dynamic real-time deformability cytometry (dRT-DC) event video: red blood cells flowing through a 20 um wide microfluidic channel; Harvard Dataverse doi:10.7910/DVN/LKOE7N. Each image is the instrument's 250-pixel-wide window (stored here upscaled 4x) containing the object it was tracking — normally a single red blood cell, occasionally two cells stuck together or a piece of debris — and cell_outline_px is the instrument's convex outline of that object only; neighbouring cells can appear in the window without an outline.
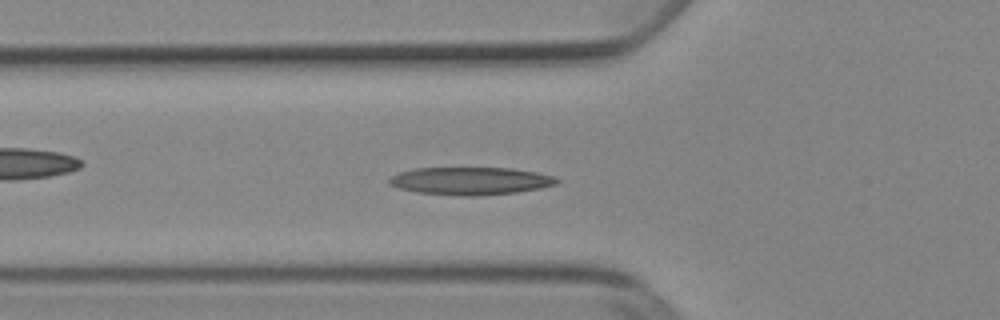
{"species": "Egyptian fruit bat (a non-hibernating species)", "species_latin": "Rousettus aegyptiacus", "temperature_condition": "cold", "stored_images_in_passage": 51, "camera_frame_rate_fps": 3000, "um_per_image_px": 0.085, "animal": {"sex": "female"}, "frame": {"image": 1, "passage_image": 18, "time_ms": 5.667, "image_size_px": [1000, 320], "cell_outline_px": [[560, 180], [556, 184], [540, 188], [516, 192], [476, 196], [460, 196], [416, 192], [400, 188], [388, 184], [388, 180], [396, 172], [412, 168], [512, 168], [536, 172], [552, 176]], "centroid_in_image_um": [39.94, 15.37], "position_along_channel_um": 85.9, "area_um2": 27.11}}
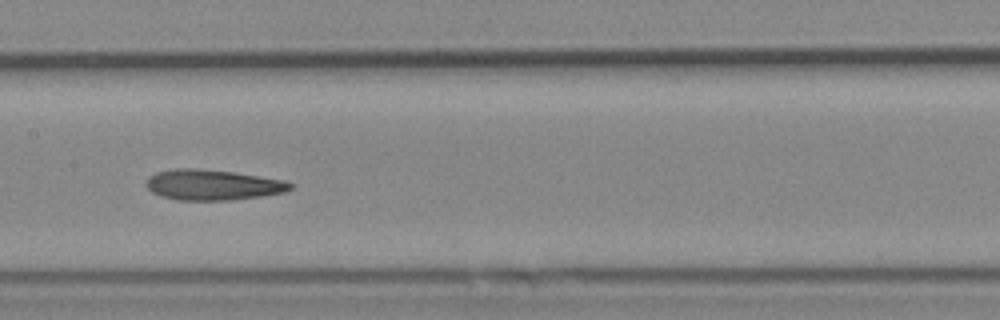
{"frame": {"image": 2, "passage_image": 26, "time_ms": 8.333, "image_size_px": [1000, 320], "cell_outline_px": [[292, 188], [284, 192], [260, 196], [232, 200], [176, 200], [160, 196], [152, 192], [144, 184], [148, 176], [156, 172], [176, 168], [192, 168], [232, 172], [284, 180], [292, 184]], "centroid_in_image_um": [18.01, 15.72], "position_along_channel_um": 189.4, "area_um2": 25.55}}
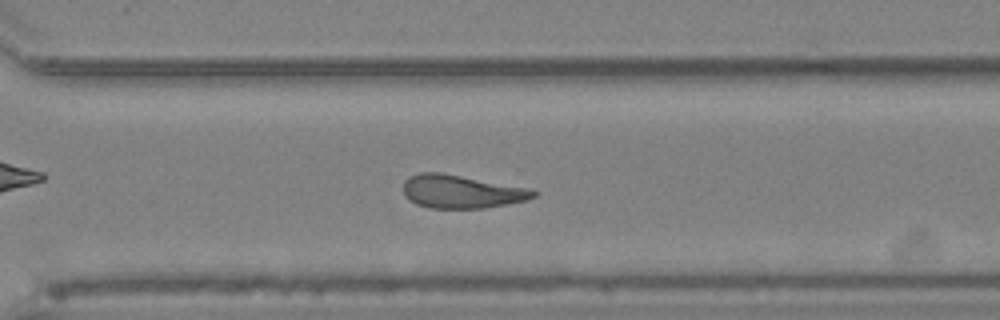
{"frame": {"image": 3, "passage_image": 37, "time_ms": 12.0, "image_size_px": [1000, 320], "cell_outline_px": [[536, 196], [528, 200], [508, 204], [484, 208], [428, 208], [416, 204], [408, 200], [404, 196], [404, 180], [408, 176], [420, 172], [440, 172], [528, 188], [536, 192]], "centroid_in_image_um": [39.17, 16.29], "position_along_channel_um": 331.4, "area_um2": 25.26}, "authors_computed_cell_mechanics": {"area_um2": 25.721, "velocity_mm_per_s": 3.891, "shape_relaxation_time_tau1_ms": null, "shape_relaxation_time_tau2_ms": 3.8623, "deformation_change_tau1": null, "deformation_change_tau2": 0.1292}}